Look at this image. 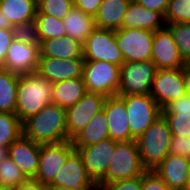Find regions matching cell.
Instances as JSON below:
<instances>
[{
	"mask_svg": "<svg viewBox=\"0 0 190 190\" xmlns=\"http://www.w3.org/2000/svg\"><path fill=\"white\" fill-rule=\"evenodd\" d=\"M169 154L190 159V136H172Z\"/></svg>",
	"mask_w": 190,
	"mask_h": 190,
	"instance_id": "cell-38",
	"label": "cell"
},
{
	"mask_svg": "<svg viewBox=\"0 0 190 190\" xmlns=\"http://www.w3.org/2000/svg\"><path fill=\"white\" fill-rule=\"evenodd\" d=\"M157 67L152 60L124 62L120 66L117 95L150 94Z\"/></svg>",
	"mask_w": 190,
	"mask_h": 190,
	"instance_id": "cell-7",
	"label": "cell"
},
{
	"mask_svg": "<svg viewBox=\"0 0 190 190\" xmlns=\"http://www.w3.org/2000/svg\"><path fill=\"white\" fill-rule=\"evenodd\" d=\"M53 83L38 72L20 75L15 114L23 123L52 103Z\"/></svg>",
	"mask_w": 190,
	"mask_h": 190,
	"instance_id": "cell-2",
	"label": "cell"
},
{
	"mask_svg": "<svg viewBox=\"0 0 190 190\" xmlns=\"http://www.w3.org/2000/svg\"><path fill=\"white\" fill-rule=\"evenodd\" d=\"M0 9L13 25L35 20L37 0H0Z\"/></svg>",
	"mask_w": 190,
	"mask_h": 190,
	"instance_id": "cell-27",
	"label": "cell"
},
{
	"mask_svg": "<svg viewBox=\"0 0 190 190\" xmlns=\"http://www.w3.org/2000/svg\"><path fill=\"white\" fill-rule=\"evenodd\" d=\"M45 190H74V189L66 188L64 186H59V185H47L45 187ZM84 190H97V189H84Z\"/></svg>",
	"mask_w": 190,
	"mask_h": 190,
	"instance_id": "cell-47",
	"label": "cell"
},
{
	"mask_svg": "<svg viewBox=\"0 0 190 190\" xmlns=\"http://www.w3.org/2000/svg\"><path fill=\"white\" fill-rule=\"evenodd\" d=\"M151 60L157 69H178L186 64L166 26L154 32Z\"/></svg>",
	"mask_w": 190,
	"mask_h": 190,
	"instance_id": "cell-16",
	"label": "cell"
},
{
	"mask_svg": "<svg viewBox=\"0 0 190 190\" xmlns=\"http://www.w3.org/2000/svg\"><path fill=\"white\" fill-rule=\"evenodd\" d=\"M87 93L83 77L71 78L53 84L52 103L63 109L75 105Z\"/></svg>",
	"mask_w": 190,
	"mask_h": 190,
	"instance_id": "cell-23",
	"label": "cell"
},
{
	"mask_svg": "<svg viewBox=\"0 0 190 190\" xmlns=\"http://www.w3.org/2000/svg\"><path fill=\"white\" fill-rule=\"evenodd\" d=\"M40 56L64 60L83 58V44L67 35L44 40L40 45Z\"/></svg>",
	"mask_w": 190,
	"mask_h": 190,
	"instance_id": "cell-22",
	"label": "cell"
},
{
	"mask_svg": "<svg viewBox=\"0 0 190 190\" xmlns=\"http://www.w3.org/2000/svg\"><path fill=\"white\" fill-rule=\"evenodd\" d=\"M12 35L14 40H20L25 43L41 45V40L35 20L19 23L12 26Z\"/></svg>",
	"mask_w": 190,
	"mask_h": 190,
	"instance_id": "cell-35",
	"label": "cell"
},
{
	"mask_svg": "<svg viewBox=\"0 0 190 190\" xmlns=\"http://www.w3.org/2000/svg\"><path fill=\"white\" fill-rule=\"evenodd\" d=\"M26 179L27 178L21 172L20 168L9 156L0 162V186L10 190L24 182Z\"/></svg>",
	"mask_w": 190,
	"mask_h": 190,
	"instance_id": "cell-32",
	"label": "cell"
},
{
	"mask_svg": "<svg viewBox=\"0 0 190 190\" xmlns=\"http://www.w3.org/2000/svg\"><path fill=\"white\" fill-rule=\"evenodd\" d=\"M45 185H42L34 178H27L24 182L10 190H45Z\"/></svg>",
	"mask_w": 190,
	"mask_h": 190,
	"instance_id": "cell-44",
	"label": "cell"
},
{
	"mask_svg": "<svg viewBox=\"0 0 190 190\" xmlns=\"http://www.w3.org/2000/svg\"><path fill=\"white\" fill-rule=\"evenodd\" d=\"M116 142L108 138L93 145L74 147L82 156L83 164L96 184L104 177L109 168Z\"/></svg>",
	"mask_w": 190,
	"mask_h": 190,
	"instance_id": "cell-14",
	"label": "cell"
},
{
	"mask_svg": "<svg viewBox=\"0 0 190 190\" xmlns=\"http://www.w3.org/2000/svg\"><path fill=\"white\" fill-rule=\"evenodd\" d=\"M74 7L73 0H37V13L63 20Z\"/></svg>",
	"mask_w": 190,
	"mask_h": 190,
	"instance_id": "cell-33",
	"label": "cell"
},
{
	"mask_svg": "<svg viewBox=\"0 0 190 190\" xmlns=\"http://www.w3.org/2000/svg\"><path fill=\"white\" fill-rule=\"evenodd\" d=\"M0 29H12V24L9 19L3 15L2 10L0 9Z\"/></svg>",
	"mask_w": 190,
	"mask_h": 190,
	"instance_id": "cell-46",
	"label": "cell"
},
{
	"mask_svg": "<svg viewBox=\"0 0 190 190\" xmlns=\"http://www.w3.org/2000/svg\"><path fill=\"white\" fill-rule=\"evenodd\" d=\"M118 96L125 102L130 135L136 140L161 116V108L150 94Z\"/></svg>",
	"mask_w": 190,
	"mask_h": 190,
	"instance_id": "cell-5",
	"label": "cell"
},
{
	"mask_svg": "<svg viewBox=\"0 0 190 190\" xmlns=\"http://www.w3.org/2000/svg\"><path fill=\"white\" fill-rule=\"evenodd\" d=\"M190 113V95L186 94L176 101L170 102L164 109L161 110V114H180Z\"/></svg>",
	"mask_w": 190,
	"mask_h": 190,
	"instance_id": "cell-40",
	"label": "cell"
},
{
	"mask_svg": "<svg viewBox=\"0 0 190 190\" xmlns=\"http://www.w3.org/2000/svg\"><path fill=\"white\" fill-rule=\"evenodd\" d=\"M145 171L136 140L116 142L109 168L97 185L140 177Z\"/></svg>",
	"mask_w": 190,
	"mask_h": 190,
	"instance_id": "cell-4",
	"label": "cell"
},
{
	"mask_svg": "<svg viewBox=\"0 0 190 190\" xmlns=\"http://www.w3.org/2000/svg\"><path fill=\"white\" fill-rule=\"evenodd\" d=\"M83 58L106 61L121 66L125 60L115 39V31L95 28L83 43Z\"/></svg>",
	"mask_w": 190,
	"mask_h": 190,
	"instance_id": "cell-8",
	"label": "cell"
},
{
	"mask_svg": "<svg viewBox=\"0 0 190 190\" xmlns=\"http://www.w3.org/2000/svg\"><path fill=\"white\" fill-rule=\"evenodd\" d=\"M62 21L65 26L66 35L78 40L82 44L87 36L96 28L95 18L75 6Z\"/></svg>",
	"mask_w": 190,
	"mask_h": 190,
	"instance_id": "cell-26",
	"label": "cell"
},
{
	"mask_svg": "<svg viewBox=\"0 0 190 190\" xmlns=\"http://www.w3.org/2000/svg\"><path fill=\"white\" fill-rule=\"evenodd\" d=\"M35 21L41 42L66 35L65 26L61 19L47 14H36Z\"/></svg>",
	"mask_w": 190,
	"mask_h": 190,
	"instance_id": "cell-30",
	"label": "cell"
},
{
	"mask_svg": "<svg viewBox=\"0 0 190 190\" xmlns=\"http://www.w3.org/2000/svg\"><path fill=\"white\" fill-rule=\"evenodd\" d=\"M83 65L84 58L64 60L40 56L36 72L54 84L71 78L83 77Z\"/></svg>",
	"mask_w": 190,
	"mask_h": 190,
	"instance_id": "cell-17",
	"label": "cell"
},
{
	"mask_svg": "<svg viewBox=\"0 0 190 190\" xmlns=\"http://www.w3.org/2000/svg\"><path fill=\"white\" fill-rule=\"evenodd\" d=\"M12 41V29H0V67L4 63L7 50Z\"/></svg>",
	"mask_w": 190,
	"mask_h": 190,
	"instance_id": "cell-42",
	"label": "cell"
},
{
	"mask_svg": "<svg viewBox=\"0 0 190 190\" xmlns=\"http://www.w3.org/2000/svg\"><path fill=\"white\" fill-rule=\"evenodd\" d=\"M188 158L168 154L153 171L171 190H183L188 184Z\"/></svg>",
	"mask_w": 190,
	"mask_h": 190,
	"instance_id": "cell-20",
	"label": "cell"
},
{
	"mask_svg": "<svg viewBox=\"0 0 190 190\" xmlns=\"http://www.w3.org/2000/svg\"><path fill=\"white\" fill-rule=\"evenodd\" d=\"M20 75L0 68V113L15 114Z\"/></svg>",
	"mask_w": 190,
	"mask_h": 190,
	"instance_id": "cell-28",
	"label": "cell"
},
{
	"mask_svg": "<svg viewBox=\"0 0 190 190\" xmlns=\"http://www.w3.org/2000/svg\"><path fill=\"white\" fill-rule=\"evenodd\" d=\"M6 157H8V147L0 146V162Z\"/></svg>",
	"mask_w": 190,
	"mask_h": 190,
	"instance_id": "cell-48",
	"label": "cell"
},
{
	"mask_svg": "<svg viewBox=\"0 0 190 190\" xmlns=\"http://www.w3.org/2000/svg\"><path fill=\"white\" fill-rule=\"evenodd\" d=\"M103 109L109 127V138L117 142L135 140L130 135L125 102L118 96L106 97Z\"/></svg>",
	"mask_w": 190,
	"mask_h": 190,
	"instance_id": "cell-18",
	"label": "cell"
},
{
	"mask_svg": "<svg viewBox=\"0 0 190 190\" xmlns=\"http://www.w3.org/2000/svg\"><path fill=\"white\" fill-rule=\"evenodd\" d=\"M66 120V109L50 103L22 123L23 135L40 145L67 141Z\"/></svg>",
	"mask_w": 190,
	"mask_h": 190,
	"instance_id": "cell-1",
	"label": "cell"
},
{
	"mask_svg": "<svg viewBox=\"0 0 190 190\" xmlns=\"http://www.w3.org/2000/svg\"><path fill=\"white\" fill-rule=\"evenodd\" d=\"M134 1H136L138 4L148 9L159 12L163 17L166 13L169 3V0H134Z\"/></svg>",
	"mask_w": 190,
	"mask_h": 190,
	"instance_id": "cell-43",
	"label": "cell"
},
{
	"mask_svg": "<svg viewBox=\"0 0 190 190\" xmlns=\"http://www.w3.org/2000/svg\"><path fill=\"white\" fill-rule=\"evenodd\" d=\"M188 179H189V184H190V159L188 162Z\"/></svg>",
	"mask_w": 190,
	"mask_h": 190,
	"instance_id": "cell-49",
	"label": "cell"
},
{
	"mask_svg": "<svg viewBox=\"0 0 190 190\" xmlns=\"http://www.w3.org/2000/svg\"><path fill=\"white\" fill-rule=\"evenodd\" d=\"M23 135V125L16 114L0 113V146L9 147Z\"/></svg>",
	"mask_w": 190,
	"mask_h": 190,
	"instance_id": "cell-29",
	"label": "cell"
},
{
	"mask_svg": "<svg viewBox=\"0 0 190 190\" xmlns=\"http://www.w3.org/2000/svg\"><path fill=\"white\" fill-rule=\"evenodd\" d=\"M83 79L87 92L115 96L120 84V66L106 61L84 60Z\"/></svg>",
	"mask_w": 190,
	"mask_h": 190,
	"instance_id": "cell-6",
	"label": "cell"
},
{
	"mask_svg": "<svg viewBox=\"0 0 190 190\" xmlns=\"http://www.w3.org/2000/svg\"><path fill=\"white\" fill-rule=\"evenodd\" d=\"M161 115L167 121L172 136H190V113Z\"/></svg>",
	"mask_w": 190,
	"mask_h": 190,
	"instance_id": "cell-36",
	"label": "cell"
},
{
	"mask_svg": "<svg viewBox=\"0 0 190 190\" xmlns=\"http://www.w3.org/2000/svg\"><path fill=\"white\" fill-rule=\"evenodd\" d=\"M165 24L190 23V0H169Z\"/></svg>",
	"mask_w": 190,
	"mask_h": 190,
	"instance_id": "cell-34",
	"label": "cell"
},
{
	"mask_svg": "<svg viewBox=\"0 0 190 190\" xmlns=\"http://www.w3.org/2000/svg\"><path fill=\"white\" fill-rule=\"evenodd\" d=\"M106 96L87 92L75 105L66 109L68 140H72L103 109Z\"/></svg>",
	"mask_w": 190,
	"mask_h": 190,
	"instance_id": "cell-12",
	"label": "cell"
},
{
	"mask_svg": "<svg viewBox=\"0 0 190 190\" xmlns=\"http://www.w3.org/2000/svg\"><path fill=\"white\" fill-rule=\"evenodd\" d=\"M39 57V45L13 39L0 68L18 75L30 74L37 71Z\"/></svg>",
	"mask_w": 190,
	"mask_h": 190,
	"instance_id": "cell-13",
	"label": "cell"
},
{
	"mask_svg": "<svg viewBox=\"0 0 190 190\" xmlns=\"http://www.w3.org/2000/svg\"><path fill=\"white\" fill-rule=\"evenodd\" d=\"M0 190H9V189H7V188H5L3 186H0Z\"/></svg>",
	"mask_w": 190,
	"mask_h": 190,
	"instance_id": "cell-51",
	"label": "cell"
},
{
	"mask_svg": "<svg viewBox=\"0 0 190 190\" xmlns=\"http://www.w3.org/2000/svg\"><path fill=\"white\" fill-rule=\"evenodd\" d=\"M164 26V17L159 12L148 9L131 0L124 15L121 28H140L155 32Z\"/></svg>",
	"mask_w": 190,
	"mask_h": 190,
	"instance_id": "cell-21",
	"label": "cell"
},
{
	"mask_svg": "<svg viewBox=\"0 0 190 190\" xmlns=\"http://www.w3.org/2000/svg\"><path fill=\"white\" fill-rule=\"evenodd\" d=\"M131 0H102L95 23L97 28L118 30Z\"/></svg>",
	"mask_w": 190,
	"mask_h": 190,
	"instance_id": "cell-24",
	"label": "cell"
},
{
	"mask_svg": "<svg viewBox=\"0 0 190 190\" xmlns=\"http://www.w3.org/2000/svg\"><path fill=\"white\" fill-rule=\"evenodd\" d=\"M172 133L161 115L136 139L142 165L153 170L169 154Z\"/></svg>",
	"mask_w": 190,
	"mask_h": 190,
	"instance_id": "cell-3",
	"label": "cell"
},
{
	"mask_svg": "<svg viewBox=\"0 0 190 190\" xmlns=\"http://www.w3.org/2000/svg\"><path fill=\"white\" fill-rule=\"evenodd\" d=\"M183 79L186 93L190 95V63H186L183 67Z\"/></svg>",
	"mask_w": 190,
	"mask_h": 190,
	"instance_id": "cell-45",
	"label": "cell"
},
{
	"mask_svg": "<svg viewBox=\"0 0 190 190\" xmlns=\"http://www.w3.org/2000/svg\"><path fill=\"white\" fill-rule=\"evenodd\" d=\"M183 190H190V184H188Z\"/></svg>",
	"mask_w": 190,
	"mask_h": 190,
	"instance_id": "cell-50",
	"label": "cell"
},
{
	"mask_svg": "<svg viewBox=\"0 0 190 190\" xmlns=\"http://www.w3.org/2000/svg\"><path fill=\"white\" fill-rule=\"evenodd\" d=\"M97 190H142V176L97 185Z\"/></svg>",
	"mask_w": 190,
	"mask_h": 190,
	"instance_id": "cell-37",
	"label": "cell"
},
{
	"mask_svg": "<svg viewBox=\"0 0 190 190\" xmlns=\"http://www.w3.org/2000/svg\"><path fill=\"white\" fill-rule=\"evenodd\" d=\"M8 156L26 178H35L40 157V144L21 135L8 147Z\"/></svg>",
	"mask_w": 190,
	"mask_h": 190,
	"instance_id": "cell-19",
	"label": "cell"
},
{
	"mask_svg": "<svg viewBox=\"0 0 190 190\" xmlns=\"http://www.w3.org/2000/svg\"><path fill=\"white\" fill-rule=\"evenodd\" d=\"M109 138V127L105 111H99L89 124L72 140L73 147H85Z\"/></svg>",
	"mask_w": 190,
	"mask_h": 190,
	"instance_id": "cell-25",
	"label": "cell"
},
{
	"mask_svg": "<svg viewBox=\"0 0 190 190\" xmlns=\"http://www.w3.org/2000/svg\"><path fill=\"white\" fill-rule=\"evenodd\" d=\"M165 26L172 34L182 59L190 63V23H171Z\"/></svg>",
	"mask_w": 190,
	"mask_h": 190,
	"instance_id": "cell-31",
	"label": "cell"
},
{
	"mask_svg": "<svg viewBox=\"0 0 190 190\" xmlns=\"http://www.w3.org/2000/svg\"><path fill=\"white\" fill-rule=\"evenodd\" d=\"M49 185H59L74 190L97 189V184L89 176L82 156L74 150L64 166Z\"/></svg>",
	"mask_w": 190,
	"mask_h": 190,
	"instance_id": "cell-15",
	"label": "cell"
},
{
	"mask_svg": "<svg viewBox=\"0 0 190 190\" xmlns=\"http://www.w3.org/2000/svg\"><path fill=\"white\" fill-rule=\"evenodd\" d=\"M154 31L140 28L115 30V39L125 62L151 60Z\"/></svg>",
	"mask_w": 190,
	"mask_h": 190,
	"instance_id": "cell-9",
	"label": "cell"
},
{
	"mask_svg": "<svg viewBox=\"0 0 190 190\" xmlns=\"http://www.w3.org/2000/svg\"><path fill=\"white\" fill-rule=\"evenodd\" d=\"M102 0H73L74 6L84 13L95 17Z\"/></svg>",
	"mask_w": 190,
	"mask_h": 190,
	"instance_id": "cell-41",
	"label": "cell"
},
{
	"mask_svg": "<svg viewBox=\"0 0 190 190\" xmlns=\"http://www.w3.org/2000/svg\"><path fill=\"white\" fill-rule=\"evenodd\" d=\"M74 150L70 140L54 144H41L38 170L34 179L42 185H49Z\"/></svg>",
	"mask_w": 190,
	"mask_h": 190,
	"instance_id": "cell-10",
	"label": "cell"
},
{
	"mask_svg": "<svg viewBox=\"0 0 190 190\" xmlns=\"http://www.w3.org/2000/svg\"><path fill=\"white\" fill-rule=\"evenodd\" d=\"M142 190H171V189L153 170H146L142 174Z\"/></svg>",
	"mask_w": 190,
	"mask_h": 190,
	"instance_id": "cell-39",
	"label": "cell"
},
{
	"mask_svg": "<svg viewBox=\"0 0 190 190\" xmlns=\"http://www.w3.org/2000/svg\"><path fill=\"white\" fill-rule=\"evenodd\" d=\"M183 68L158 69L152 82L151 97L164 109L170 102L186 95Z\"/></svg>",
	"mask_w": 190,
	"mask_h": 190,
	"instance_id": "cell-11",
	"label": "cell"
}]
</instances>
